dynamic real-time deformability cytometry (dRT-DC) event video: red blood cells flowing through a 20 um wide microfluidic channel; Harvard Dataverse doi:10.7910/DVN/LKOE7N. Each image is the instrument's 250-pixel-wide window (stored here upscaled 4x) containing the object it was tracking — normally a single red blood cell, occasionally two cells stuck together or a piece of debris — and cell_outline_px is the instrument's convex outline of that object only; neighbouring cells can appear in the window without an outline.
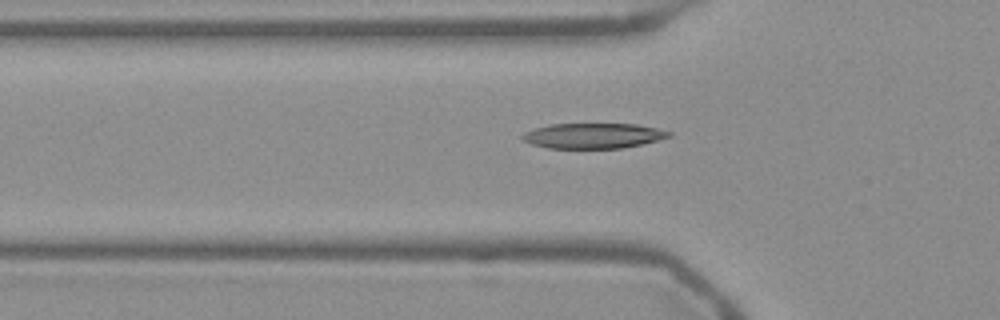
{"species": "Egyptian fruit bat (a non-hibernating species)", "species_latin": "Rousettus aegyptiacus", "temperature_condition": "warm", "stored_images_in_passage": 55, "segment_of_instrument_passage": [1, 2], "camera_frame_rate_fps": 3000, "um_per_image_px": 0.085, "frame": {"image": 1, "passage_image": 18, "time_ms": 5.667, "image_size_px": [1000, 320], "cell_outline_px": [[672, 136], [624, 148], [548, 148], [532, 144], [524, 140], [520, 136], [524, 132], [536, 128], [552, 124], [636, 124], [656, 128], [672, 132]], "centroid_in_image_um": [50.42, 11.54], "position_along_channel_um": 75.4, "area_um2": 21.39}}
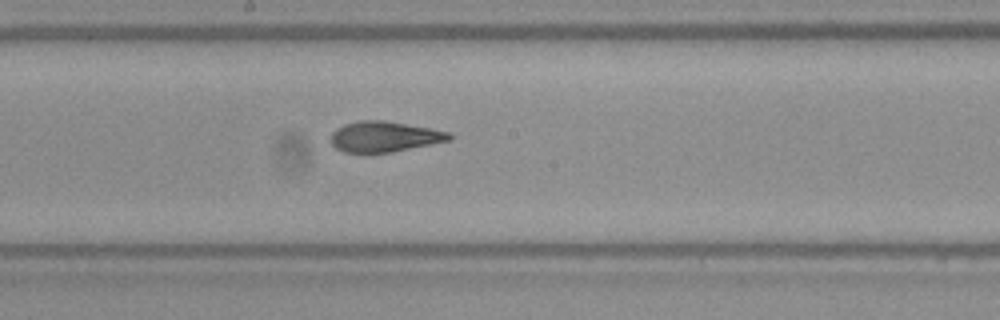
{"frame": {"image": 2, "passage_image": 29, "time_ms": 9.333, "image_size_px": [1000, 320], "cell_outline_px": [[452, 140], [392, 152], [364, 156], [344, 152], [336, 148], [332, 144], [332, 132], [336, 128], [344, 124], [360, 120], [384, 120], [428, 128], [448, 132], [452, 136]], "centroid_in_image_um": [32.62, 11.66], "position_along_channel_um": 215.6, "area_um2": 21.56}}
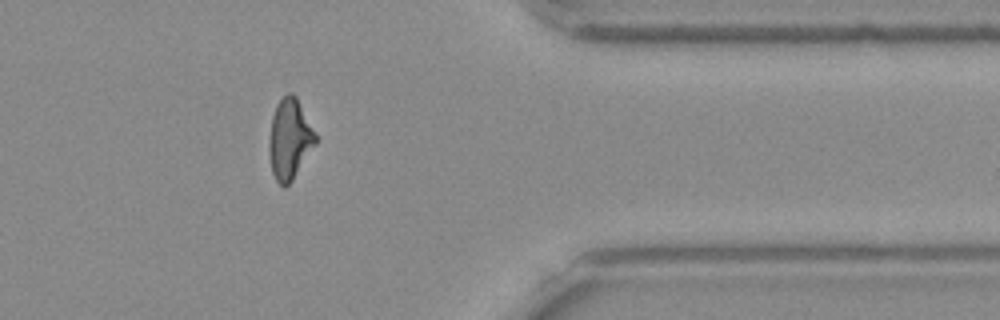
{"frame": {"image": 3, "passage_image": 44, "time_ms": 14.333, "image_size_px": [1000, 320], "cell_outline_px": [[316, 144], [292, 180], [284, 188], [276, 180], [272, 172], [268, 152], [268, 140], [272, 116], [276, 104], [288, 92], [292, 92], [296, 96], [316, 136]], "centroid_in_image_um": [24.59, 11.83], "position_along_channel_um": 386.8, "area_um2": 21.62}}